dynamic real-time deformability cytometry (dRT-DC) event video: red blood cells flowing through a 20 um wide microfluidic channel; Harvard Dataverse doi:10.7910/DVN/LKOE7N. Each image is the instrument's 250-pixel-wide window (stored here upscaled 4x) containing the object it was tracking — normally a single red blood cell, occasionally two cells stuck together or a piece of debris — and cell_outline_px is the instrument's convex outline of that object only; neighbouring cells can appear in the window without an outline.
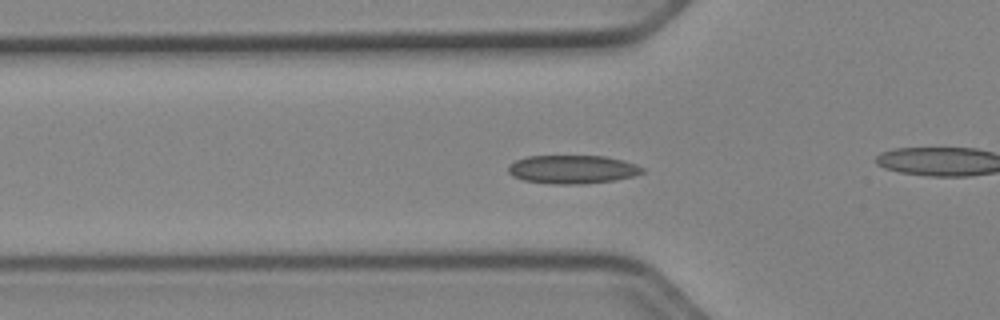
{"species": "Egyptian fruit bat (a non-hibernating species)", "species_latin": "Rousettus aegyptiacus", "temperature_condition": "cold", "stored_images_in_passage": 48, "camera_frame_rate_fps": 3000, "um_per_image_px": 0.085, "animal": {"sex": "female"}, "frame": {"image": 1, "passage_image": 13, "time_ms": 4.0, "image_size_px": [1000, 320], "cell_outline_px": [[644, 172], [632, 176], [616, 180], [580, 184], [552, 184], [524, 180], [512, 176], [508, 172], [508, 164], [516, 160], [528, 156], [604, 156], [624, 160], [636, 164], [644, 168]], "centroid_in_image_um": [48.65, 14.39], "position_along_channel_um": 77.1, "area_um2": 22.31}}
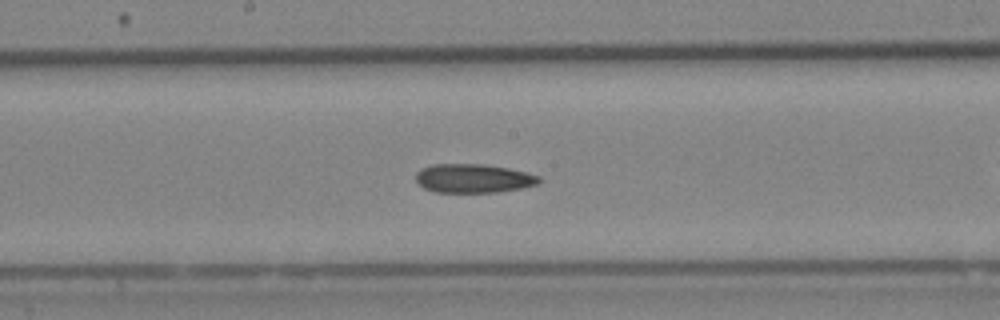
{"frame": {"image": 2, "passage_image": 23, "time_ms": 7.333, "image_size_px": [1000, 320], "cell_outline_px": [[540, 180], [536, 184], [520, 188], [496, 192], [432, 192], [416, 184], [416, 172], [420, 168], [432, 164], [484, 164], [508, 168], [528, 172], [540, 176]], "centroid_in_image_um": [40.18, 15.15], "position_along_channel_um": 208.0, "area_um2": 20.87}}
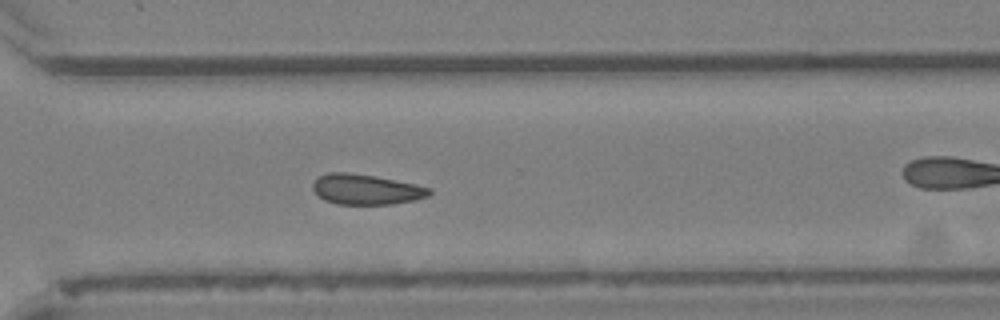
{"frame": {"image": 3, "passage_image": 33, "time_ms": 10.667, "image_size_px": [1000, 320], "cell_outline_px": [[432, 192], [428, 196], [416, 200], [392, 204], [336, 204], [324, 200], [312, 188], [312, 184], [320, 176], [328, 172], [348, 172], [376, 176], [416, 184], [432, 188]], "centroid_in_image_um": [31.15, 16.1], "position_along_channel_um": 339.4, "area_um2": 20.63}}